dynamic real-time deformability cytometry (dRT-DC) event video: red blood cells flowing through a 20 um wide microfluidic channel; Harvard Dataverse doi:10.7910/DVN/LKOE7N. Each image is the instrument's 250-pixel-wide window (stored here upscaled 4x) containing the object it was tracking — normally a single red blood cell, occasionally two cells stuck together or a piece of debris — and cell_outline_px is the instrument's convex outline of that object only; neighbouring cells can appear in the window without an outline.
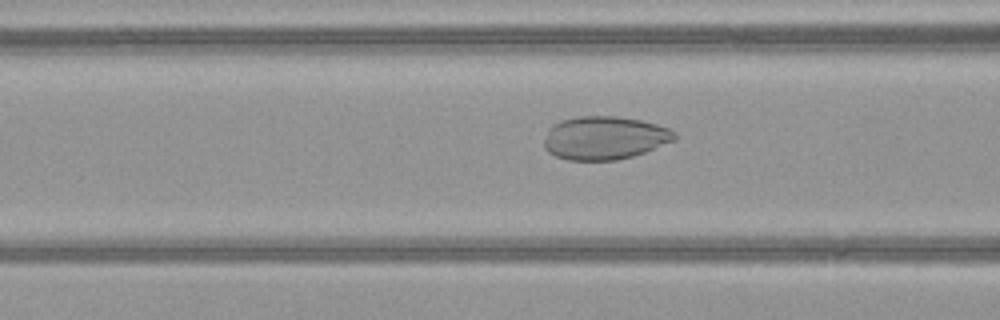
{"species": "common noctule bat (a hibernating species)", "species_latin": "Nyctalus noctula", "temperature_condition": "warm", "stored_images_in_passage": 51, "camera_frame_rate_fps": 3000, "um_per_image_px": 0.085, "animal": {"sex": "female", "body_mass_g": 21.9}, "frame": {"image": 1, "passage_image": 21, "time_ms": 6.667, "image_size_px": [1000, 320], "cell_outline_px": [[676, 140], [644, 152], [632, 156], [616, 160], [568, 160], [556, 156], [548, 152], [544, 148], [544, 140], [548, 128], [552, 124], [560, 120], [580, 116], [616, 116], [640, 120], [656, 124], [668, 128], [676, 132]], "centroid_in_image_um": [51.36, 11.72], "position_along_channel_um": 115.2, "area_um2": 33.0}}
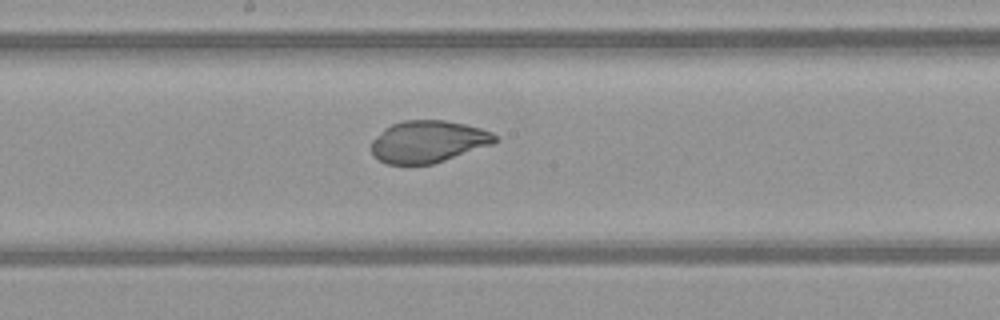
{"frame": {"image": 2, "passage_image": 28, "time_ms": 9.0, "image_size_px": [1000, 320], "cell_outline_px": [[500, 140], [492, 144], [432, 164], [388, 164], [380, 160], [372, 152], [372, 140], [384, 128], [392, 124], [404, 120], [444, 120], [464, 124], [480, 128], [492, 132]], "centroid_in_image_um": [36.4, 12.02], "position_along_channel_um": 211.8, "area_um2": 30.0}}
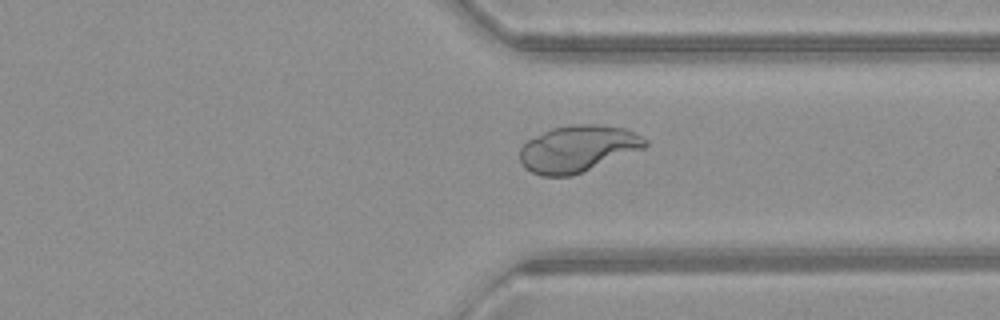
{"frame": {"image": 3, "passage_image": 39, "time_ms": 12.667, "image_size_px": [1000, 320], "cell_outline_px": [[648, 144], [644, 148], [572, 176], [540, 176], [524, 168], [520, 160], [520, 148], [528, 140], [552, 128], [572, 124], [596, 124], [624, 128], [648, 140]], "centroid_in_image_um": [49.09, 12.64], "position_along_channel_um": 362.3, "area_um2": 33.81}}